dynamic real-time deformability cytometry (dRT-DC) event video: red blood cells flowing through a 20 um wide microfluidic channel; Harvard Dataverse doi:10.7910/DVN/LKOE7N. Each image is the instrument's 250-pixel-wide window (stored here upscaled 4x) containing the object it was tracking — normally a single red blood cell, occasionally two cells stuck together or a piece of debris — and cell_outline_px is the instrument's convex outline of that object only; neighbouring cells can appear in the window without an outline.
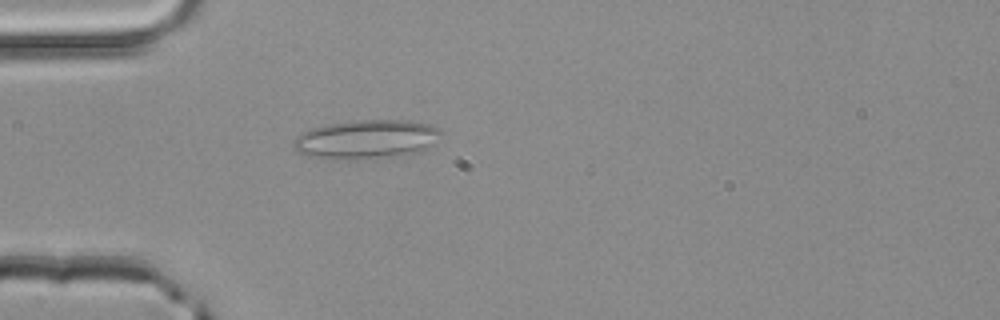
{"species": "common noctule bat (a hibernating species)", "species_latin": "Nyctalus noctula", "temperature_condition": "room temperature", "stored_images_in_passage": 3, "camera_frame_rate_fps": 3000, "um_per_image_px": 0.085, "animal": {"sex": "male", "body_mass_g": 20.4}, "frame": {"image": 1, "passage_image": 3, "time_ms": 0.667, "image_size_px": [1000, 320], "cell_outline_px": [[444, 132], [432, 144], [420, 152], [400, 156], [332, 160], [308, 156], [296, 152], [292, 144], [292, 140], [296, 136], [312, 128], [324, 124], [356, 120], [408, 120], [432, 124], [440, 128]], "centroid_in_image_um": [31.14, 11.84], "position_along_channel_um": 53.9, "area_um2": 34.04}}